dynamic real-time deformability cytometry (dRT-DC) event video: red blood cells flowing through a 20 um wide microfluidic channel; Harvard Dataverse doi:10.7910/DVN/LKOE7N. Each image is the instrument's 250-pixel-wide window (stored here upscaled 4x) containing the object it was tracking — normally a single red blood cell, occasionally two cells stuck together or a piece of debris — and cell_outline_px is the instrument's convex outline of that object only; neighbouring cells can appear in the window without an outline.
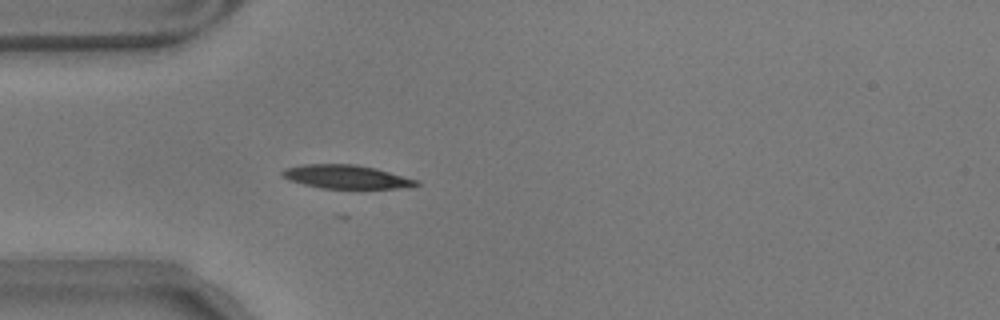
{"species": "common noctule bat (a hibernating species)", "species_latin": "Nyctalus noctula", "temperature_condition": "warm", "stored_images_in_passage": 27, "camera_frame_rate_fps": 3000, "um_per_image_px": 0.085, "animal": {"sex": "male", "body_mass_g": 17.9}, "frame": {"image": 1, "passage_image": 1, "time_ms": 0.0, "image_size_px": [1000, 320], "cell_outline_px": [[420, 184], [408, 188], [320, 188], [288, 180], [280, 172], [284, 168], [304, 164], [356, 164], [376, 168], [420, 180]], "centroid_in_image_um": [29.47, 15.02], "position_along_channel_um": 55.5, "area_um2": 18.55}}
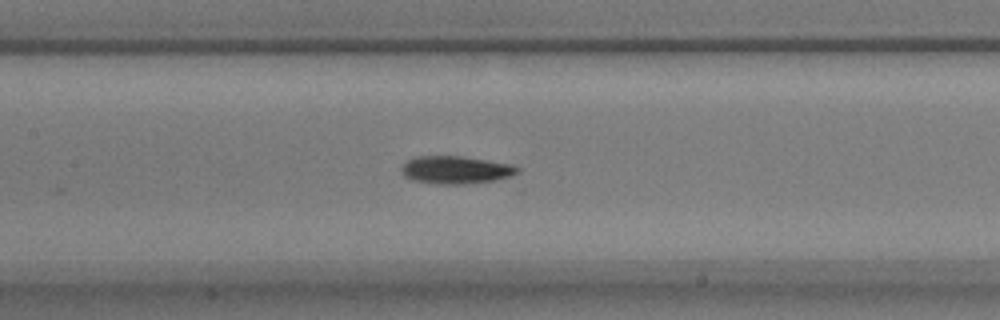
{"frame": {"image": 2, "passage_image": 11, "time_ms": 3.333, "image_size_px": [1000, 320], "cell_outline_px": [[520, 172], [508, 176], [492, 180], [460, 184], [440, 184], [412, 180], [404, 176], [400, 168], [408, 160], [416, 156], [460, 156], [512, 164], [520, 168]], "centroid_in_image_um": [38.71, 14.43], "position_along_channel_um": 168.7, "area_um2": 18.5}}
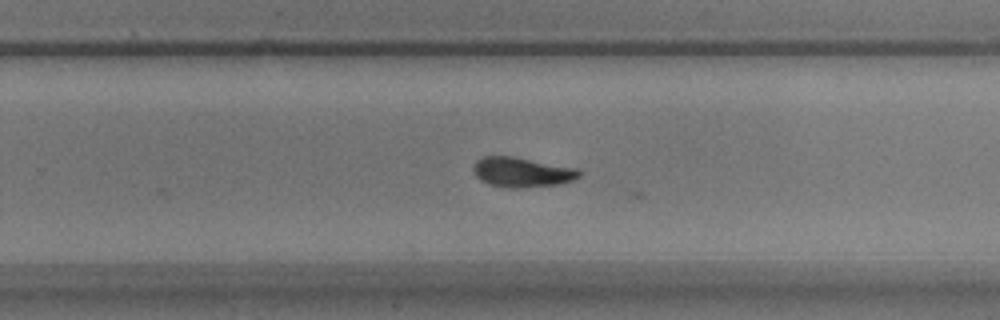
{"frame": {"image": 3, "passage_image": 21, "time_ms": 6.667, "image_size_px": [1000, 320], "cell_outline_px": [[580, 176], [572, 180], [560, 184], [520, 188], [516, 188], [488, 184], [480, 180], [476, 176], [472, 168], [476, 160], [484, 156], [512, 156], [576, 168], [580, 172]], "centroid_in_image_um": [44.33, 14.63], "position_along_channel_um": 285.5, "area_um2": 18.26}}